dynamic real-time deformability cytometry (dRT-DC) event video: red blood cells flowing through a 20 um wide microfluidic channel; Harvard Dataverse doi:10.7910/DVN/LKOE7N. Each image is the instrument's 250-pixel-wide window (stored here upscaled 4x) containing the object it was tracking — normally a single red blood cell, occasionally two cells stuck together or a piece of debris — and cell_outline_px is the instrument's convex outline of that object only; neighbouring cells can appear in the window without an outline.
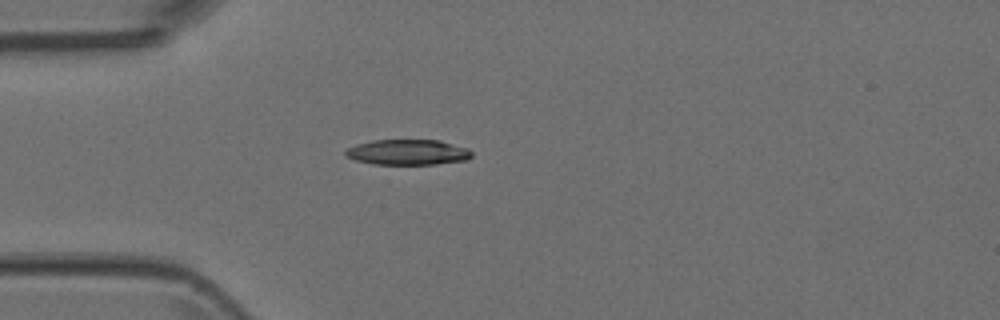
{"species": "Egyptian fruit bat (a non-hibernating species)", "species_latin": "Rousettus aegyptiacus", "temperature_condition": "room temperature", "stored_images_in_passage": 4, "camera_frame_rate_fps": 3000, "um_per_image_px": 0.085, "animal": {"sex": "female"}, "frame": {"image": 1, "passage_image": 4, "time_ms": 1.0, "image_size_px": [1000, 320], "cell_outline_px": [[472, 156], [468, 160], [436, 164], [372, 164], [356, 160], [344, 156], [344, 152], [348, 148], [356, 144], [372, 140], [440, 140], [468, 148], [472, 152]], "centroid_in_image_um": [34.67, 12.94], "position_along_channel_um": 50.3, "area_um2": 18.84}}